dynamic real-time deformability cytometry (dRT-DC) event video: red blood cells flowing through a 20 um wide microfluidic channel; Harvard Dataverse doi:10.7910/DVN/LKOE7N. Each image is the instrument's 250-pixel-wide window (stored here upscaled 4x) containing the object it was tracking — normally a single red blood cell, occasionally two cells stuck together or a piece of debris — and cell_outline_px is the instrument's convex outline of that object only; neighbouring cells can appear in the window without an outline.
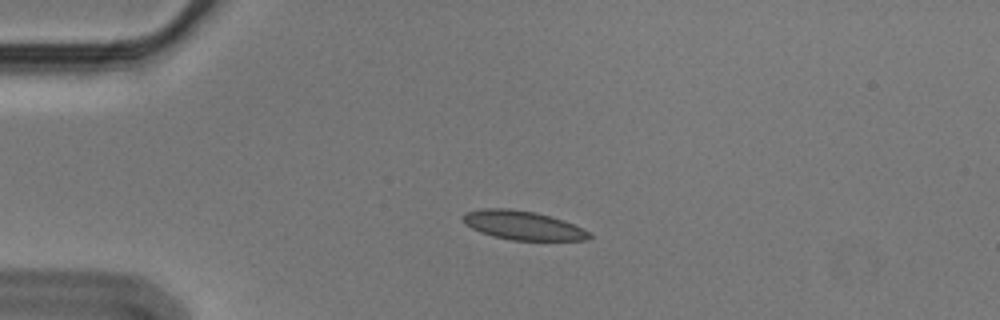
{"species": "Egyptian fruit bat (a non-hibernating species)", "species_latin": "Rousettus aegyptiacus", "temperature_condition": "cold", "stored_images_in_passage": 45, "camera_frame_rate_fps": 3000, "um_per_image_px": 0.085, "animal": {"sex": "male"}, "frame": {"image": 1, "passage_image": 2, "time_ms": 0.333, "image_size_px": [1000, 320], "cell_outline_px": [[592, 236], [588, 240], [512, 240], [492, 236], [480, 232], [464, 224], [460, 216], [468, 212], [480, 208], [508, 208], [536, 212], [564, 220], [588, 232]], "centroid_in_image_um": [44.38, 19.14], "position_along_channel_um": 40.6, "area_um2": 21.27}}
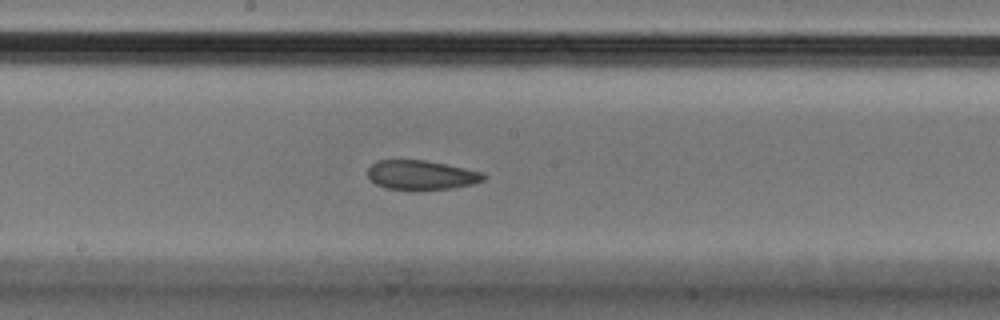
{"frame": {"image": 2, "passage_image": 19, "time_ms": 6.0, "image_size_px": [1000, 320], "cell_outline_px": [[488, 176], [484, 180], [472, 184], [452, 188], [420, 192], [384, 188], [376, 184], [368, 176], [368, 168], [376, 160], [424, 160], [484, 172]], "centroid_in_image_um": [35.82, 14.91], "position_along_channel_um": 212.4, "area_um2": 20.35}}
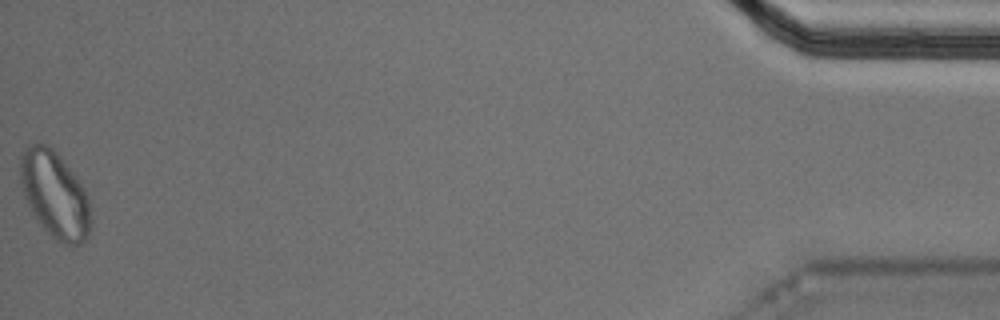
{"frame": {"image": 3, "passage_image": 45, "time_ms": 14.667, "image_size_px": [1000, 320], "cell_outline_px": [[92, 228], [88, 236], [80, 244], [68, 244], [56, 240], [40, 224], [32, 212], [24, 196], [20, 184], [20, 152], [28, 144], [40, 140], [48, 144], [60, 156], [76, 176], [84, 188], [88, 196], [92, 224]], "centroid_in_image_um": [4.65, 16.49], "position_along_channel_um": 430.6, "area_um2": 36.01}, "authors_computed_cell_mechanics": {"area_um2": 21.386, "velocity_mm_per_s": 3.5549, "shape_relaxation_time_tau1_ms": 9.5666, "shape_relaxation_time_tau2_ms": 3.6188, "deformation_change_tau1": 0.1624, "deformation_change_tau2": 0.0739}}